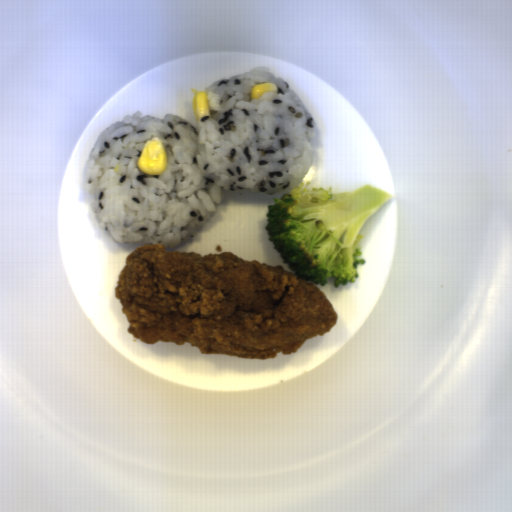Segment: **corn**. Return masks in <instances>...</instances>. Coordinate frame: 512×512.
I'll use <instances>...</instances> for the list:
<instances>
[{
    "instance_id": "5cfa1b94",
    "label": "corn",
    "mask_w": 512,
    "mask_h": 512,
    "mask_svg": "<svg viewBox=\"0 0 512 512\" xmlns=\"http://www.w3.org/2000/svg\"><path fill=\"white\" fill-rule=\"evenodd\" d=\"M266 92H276L277 85L274 83H260L252 87L250 91L251 99H258L263 96Z\"/></svg>"
},
{
    "instance_id": "f1292c28",
    "label": "corn",
    "mask_w": 512,
    "mask_h": 512,
    "mask_svg": "<svg viewBox=\"0 0 512 512\" xmlns=\"http://www.w3.org/2000/svg\"><path fill=\"white\" fill-rule=\"evenodd\" d=\"M192 108L197 122L202 118L211 115L208 97L205 92L201 91L194 94L192 99Z\"/></svg>"
},
{
    "instance_id": "51d56268",
    "label": "corn",
    "mask_w": 512,
    "mask_h": 512,
    "mask_svg": "<svg viewBox=\"0 0 512 512\" xmlns=\"http://www.w3.org/2000/svg\"><path fill=\"white\" fill-rule=\"evenodd\" d=\"M167 150L159 140L149 139L137 161L140 171L149 175H161L166 170Z\"/></svg>"
}]
</instances>
